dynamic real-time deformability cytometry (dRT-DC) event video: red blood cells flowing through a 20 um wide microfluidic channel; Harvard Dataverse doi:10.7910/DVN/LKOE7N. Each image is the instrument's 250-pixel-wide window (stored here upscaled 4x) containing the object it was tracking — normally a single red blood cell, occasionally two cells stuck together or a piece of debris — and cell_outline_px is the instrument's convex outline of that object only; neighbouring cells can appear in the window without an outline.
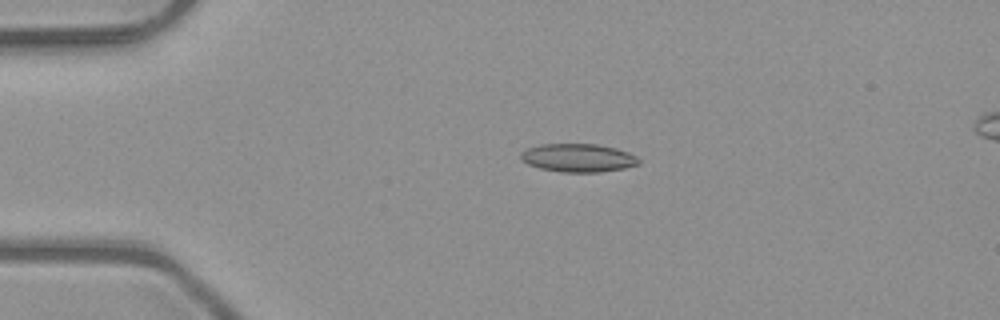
{"species": "common noctule bat (a hibernating species)", "species_latin": "Nyctalus noctula", "temperature_condition": "room temperature", "stored_images_in_passage": 4, "camera_frame_rate_fps": 3000, "um_per_image_px": 0.085, "animal": {"sex": "male", "body_mass_g": 23.1, "forearm_length_mm": 52.7}, "frame": {"image": 1, "passage_image": 2, "time_ms": 0.333, "image_size_px": [1000, 320], "cell_outline_px": [[640, 164], [624, 168], [600, 172], [560, 172], [540, 168], [528, 164], [520, 160], [520, 152], [528, 148], [540, 144], [596, 144], [616, 148], [628, 152], [636, 156], [640, 160]], "centroid_in_image_um": [49.13, 13.42], "position_along_channel_um": 35.9, "area_um2": 19.54}}